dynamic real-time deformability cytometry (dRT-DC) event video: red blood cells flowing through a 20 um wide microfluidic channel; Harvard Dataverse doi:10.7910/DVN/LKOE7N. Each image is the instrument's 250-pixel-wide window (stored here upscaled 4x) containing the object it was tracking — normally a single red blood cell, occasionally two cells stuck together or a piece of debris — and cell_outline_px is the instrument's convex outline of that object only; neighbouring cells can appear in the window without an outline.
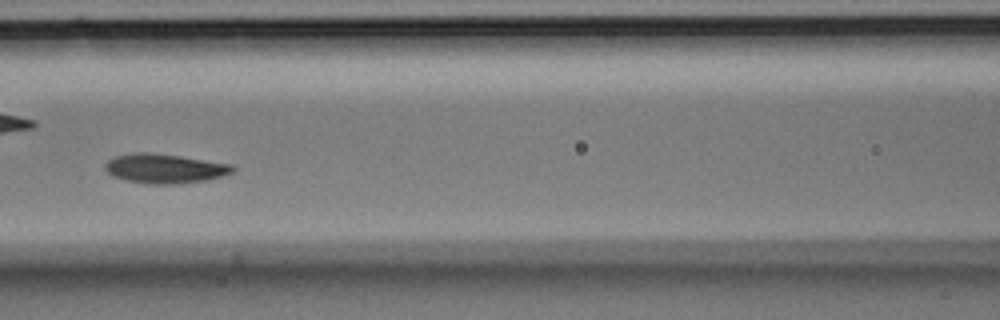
{"species": "Egyptian fruit bat (a non-hibernating species)", "species_latin": "Rousettus aegyptiacus", "temperature_condition": "room temperature", "stored_images_in_passage": 38, "camera_frame_rate_fps": 3000, "um_per_image_px": 0.085, "animal": {"sex": "male"}, "frame": {"image": 1, "passage_image": 12, "time_ms": 3.667, "image_size_px": [1000, 320], "cell_outline_px": [[236, 168], [232, 172], [220, 176], [204, 180], [176, 184], [152, 184], [128, 180], [112, 176], [104, 168], [104, 164], [108, 160], [116, 156], [136, 152], [148, 152], [180, 156], [232, 164]], "centroid_in_image_um": [13.98, 14.31], "position_along_channel_um": 152.6, "area_um2": 21.62}}
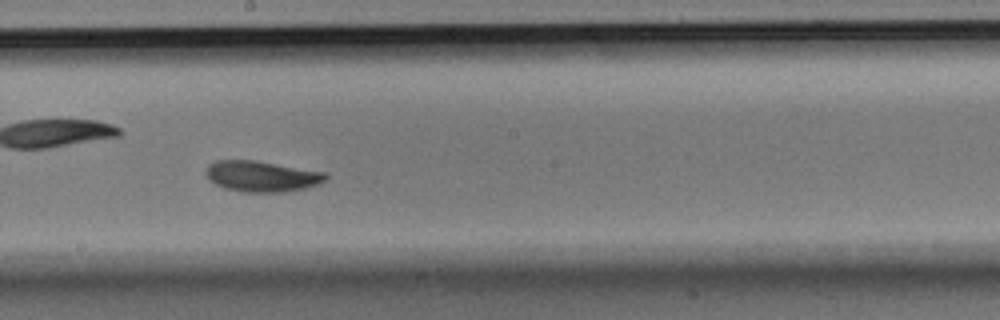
{"frame": {"image": 2, "passage_image": 17, "time_ms": 5.333, "image_size_px": [1000, 320], "cell_outline_px": [[328, 176], [320, 184], [304, 188], [284, 192], [244, 192], [224, 188], [208, 180], [204, 172], [208, 164], [216, 160], [256, 160], [324, 172]], "centroid_in_image_um": [22.2, 14.98], "position_along_channel_um": 226.0, "area_um2": 21.62}}
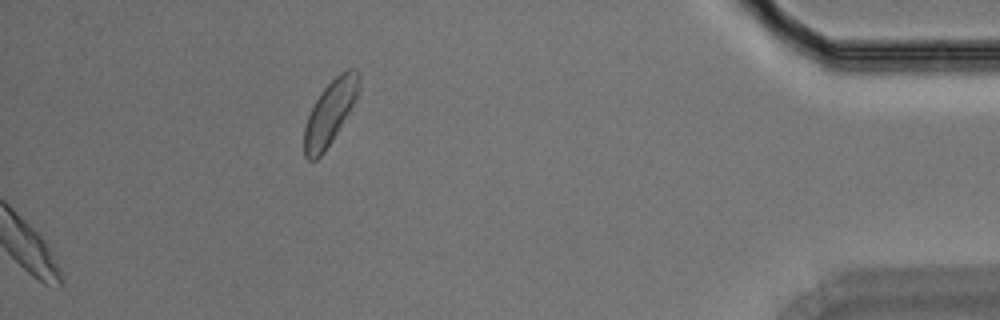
{"frame": {"image": 3, "passage_image": 38, "time_ms": 12.333, "image_size_px": [1000, 320], "cell_outline_px": [[360, 92], [332, 140], [324, 152], [316, 160], [308, 160], [304, 156], [304, 128], [308, 116], [316, 100], [324, 88], [340, 72], [348, 68], [356, 68], [360, 72]], "centroid_in_image_um": [28.07, 9.53], "position_along_channel_um": 407.1, "area_um2": 20.29}}